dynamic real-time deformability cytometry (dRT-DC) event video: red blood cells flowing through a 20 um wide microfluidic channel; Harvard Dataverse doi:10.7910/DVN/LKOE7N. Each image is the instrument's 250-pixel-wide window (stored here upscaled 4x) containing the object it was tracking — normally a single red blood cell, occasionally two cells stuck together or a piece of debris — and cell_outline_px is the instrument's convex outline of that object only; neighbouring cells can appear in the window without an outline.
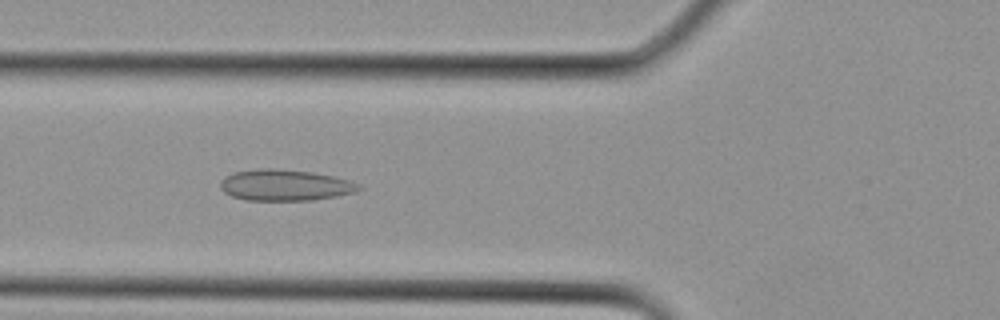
{"species": "Egyptian fruit bat (a non-hibernating species)", "species_latin": "Rousettus aegyptiacus", "temperature_condition": "cold", "stored_images_in_passage": 19, "camera_frame_rate_fps": 3000, "um_per_image_px": 0.085, "animal": {"sex": "female"}, "frame": {"image": 1, "passage_image": 10, "time_ms": 3.0, "image_size_px": [1000, 320], "cell_outline_px": [[364, 188], [356, 192], [336, 196], [312, 200], [244, 200], [232, 196], [224, 192], [220, 188], [220, 184], [228, 176], [236, 172], [260, 168], [276, 168], [312, 172], [332, 176], [348, 180], [360, 184]], "centroid_in_image_um": [24.27, 15.74], "position_along_channel_um": 101.5, "area_um2": 25.03}}
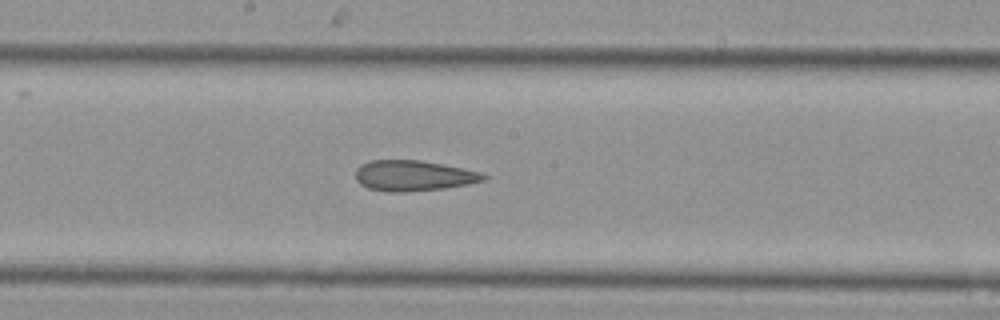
{"frame": {"image": 2, "passage_image": 15, "time_ms": 4.667, "image_size_px": [1000, 320], "cell_outline_px": [[488, 176], [484, 180], [468, 184], [444, 188], [404, 192], [388, 192], [368, 188], [360, 184], [356, 180], [356, 168], [360, 164], [368, 160], [420, 160], [464, 168], [480, 172]], "centroid_in_image_um": [35.11, 14.93], "position_along_channel_um": 213.1, "area_um2": 22.89}}
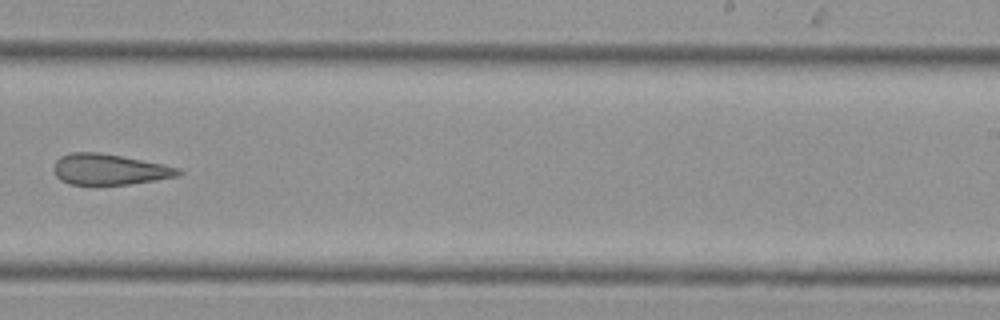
{"frame": {"image": 3, "passage_image": 18, "time_ms": 5.667, "image_size_px": [1000, 320], "cell_outline_px": [[184, 172], [180, 176], [156, 180], [128, 184], [68, 184], [60, 180], [52, 172], [52, 168], [56, 160], [60, 156], [72, 152], [100, 152], [164, 164], [180, 168]], "centroid_in_image_um": [9.29, 14.39], "position_along_channel_um": 279.7, "area_um2": 22.6}}